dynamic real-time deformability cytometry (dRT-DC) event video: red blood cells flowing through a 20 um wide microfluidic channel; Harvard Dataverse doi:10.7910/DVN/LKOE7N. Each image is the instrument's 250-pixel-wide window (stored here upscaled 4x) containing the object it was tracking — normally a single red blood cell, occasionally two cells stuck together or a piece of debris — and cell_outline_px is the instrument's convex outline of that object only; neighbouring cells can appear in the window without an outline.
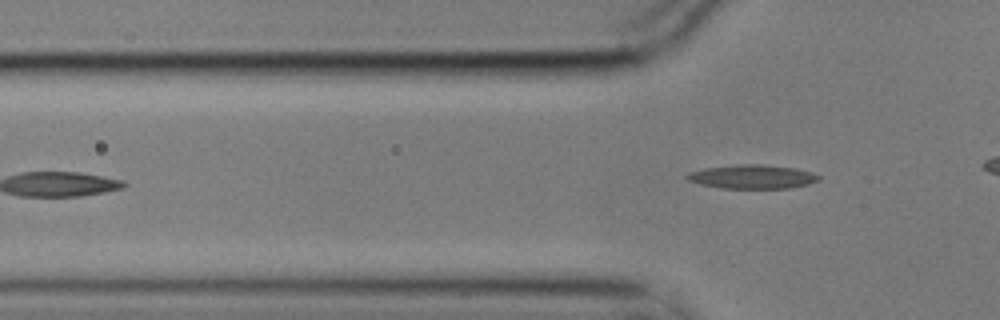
{"species": "common noctule bat (a hibernating species)", "species_latin": "Nyctalus noctula", "temperature_condition": "cold", "stored_images_in_passage": 5, "camera_frame_rate_fps": 3000, "um_per_image_px": 0.085, "animal": {"sex": "male", "body_mass_g": 17.9}, "frame": {"image": 1, "passage_image": 5, "time_ms": 1.333, "image_size_px": [1000, 320], "cell_outline_px": [[820, 180], [808, 184], [788, 188], [724, 188], [700, 184], [688, 180], [684, 176], [688, 172], [704, 168], [736, 164], [760, 164], [796, 168], [812, 172], [820, 176]], "centroid_in_image_um": [63.94, 15.01], "position_along_channel_um": 61.9, "area_um2": 18.38}}